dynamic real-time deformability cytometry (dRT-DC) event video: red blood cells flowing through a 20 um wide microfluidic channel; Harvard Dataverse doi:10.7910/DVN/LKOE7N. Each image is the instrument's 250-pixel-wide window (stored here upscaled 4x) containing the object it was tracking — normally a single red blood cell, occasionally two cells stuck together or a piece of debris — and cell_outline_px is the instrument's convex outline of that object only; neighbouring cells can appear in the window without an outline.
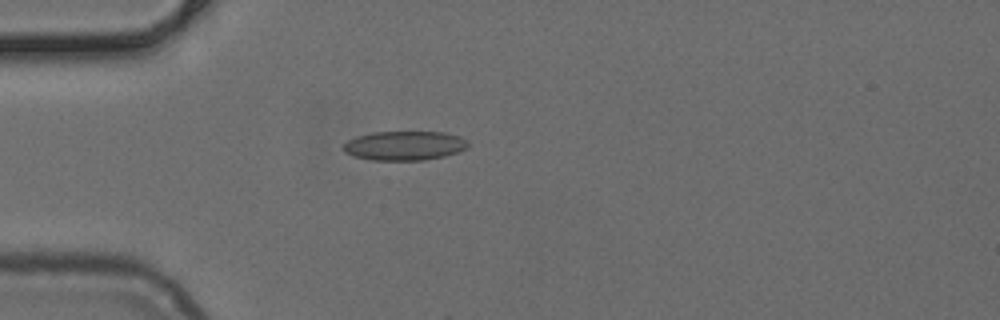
{"species": "common noctule bat (a hibernating species)", "species_latin": "Nyctalus noctula", "temperature_condition": "cold", "stored_images_in_passage": 7, "camera_frame_rate_fps": 3000, "um_per_image_px": 0.085, "animal": {"sex": "female", "body_mass_g": 24.6, "forearm_length_mm": 56.2}, "frame": {"image": 1, "passage_image": 5, "time_ms": 1.333, "image_size_px": [1000, 320], "cell_outline_px": [[468, 148], [444, 156], [424, 160], [372, 160], [356, 156], [344, 152], [344, 144], [348, 140], [356, 136], [372, 132], [444, 132], [460, 136], [468, 140]], "centroid_in_image_um": [34.4, 12.37], "position_along_channel_um": 50.6, "area_um2": 21.21}}